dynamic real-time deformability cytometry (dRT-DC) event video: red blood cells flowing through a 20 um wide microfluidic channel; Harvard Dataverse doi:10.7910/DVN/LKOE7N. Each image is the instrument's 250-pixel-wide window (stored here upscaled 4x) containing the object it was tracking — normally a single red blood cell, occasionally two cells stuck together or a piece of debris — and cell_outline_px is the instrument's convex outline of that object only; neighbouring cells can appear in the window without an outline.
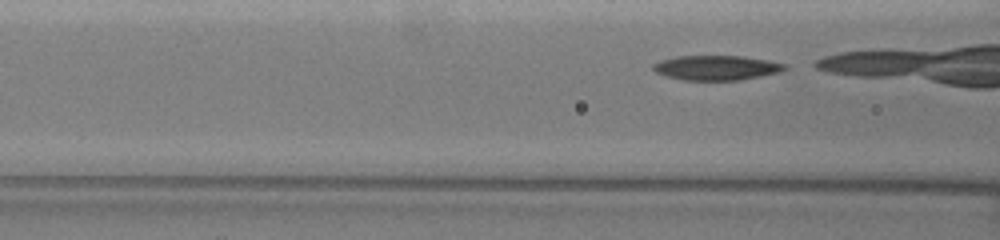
{"species": "common noctule bat (a hibernating species)", "species_latin": "Nyctalus noctula", "temperature_condition": "warm", "stored_images_in_passage": 33, "camera_frame_rate_fps": 3000, "um_per_image_px": 0.085, "animal": {"sex": "female", "body_mass_g": 19.5, "forearm_length_mm": 54.1}, "frame": {"image": 1, "passage_image": 8, "time_ms": 2.333, "image_size_px": [1000, 240], "cell_outline_px": [[788, 68], [780, 72], [740, 80], [684, 80], [668, 76], [656, 72], [652, 68], [652, 64], [660, 60], [676, 56], [744, 56], [768, 60], [784, 64]], "centroid_in_image_um": [60.89, 5.75], "position_along_channel_um": 105.7, "area_um2": 18.9}}
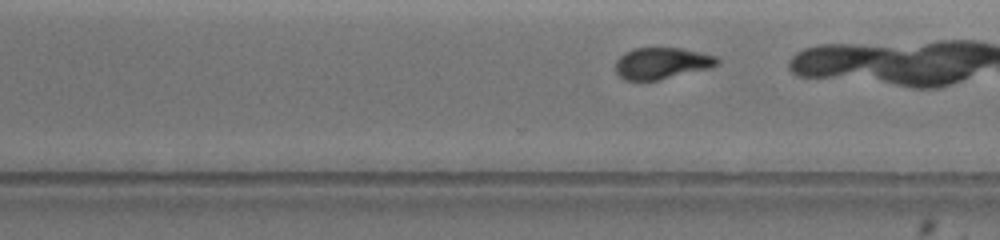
{"frame": {"image": 2, "passage_image": 27, "time_ms": 8.667, "image_size_px": [1000, 240], "cell_outline_px": [[720, 60], [716, 64], [708, 68], [656, 80], [624, 80], [616, 72], [616, 60], [624, 52], [636, 48], [680, 48], [716, 56]], "centroid_in_image_um": [56.2, 5.37], "position_along_channel_um": 314.4, "area_um2": 18.26}}
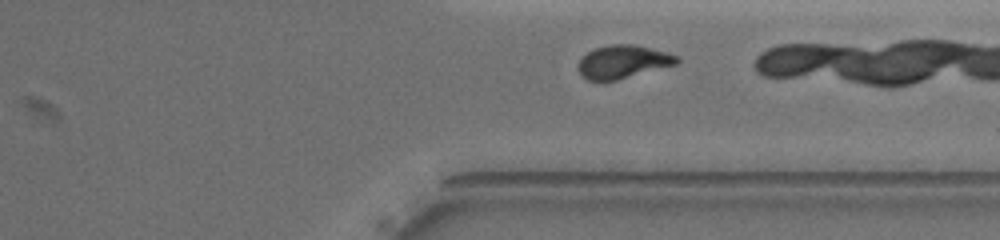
{"frame": {"image": 3, "passage_image": 31, "time_ms": 10.0, "image_size_px": [1000, 240], "cell_outline_px": [[680, 60], [676, 64], [616, 80], [588, 80], [580, 76], [580, 60], [588, 52], [596, 48], [612, 44], [632, 44], [668, 52], [676, 56]], "centroid_in_image_um": [52.96, 5.25], "position_along_channel_um": 358.4, "area_um2": 18.61}}